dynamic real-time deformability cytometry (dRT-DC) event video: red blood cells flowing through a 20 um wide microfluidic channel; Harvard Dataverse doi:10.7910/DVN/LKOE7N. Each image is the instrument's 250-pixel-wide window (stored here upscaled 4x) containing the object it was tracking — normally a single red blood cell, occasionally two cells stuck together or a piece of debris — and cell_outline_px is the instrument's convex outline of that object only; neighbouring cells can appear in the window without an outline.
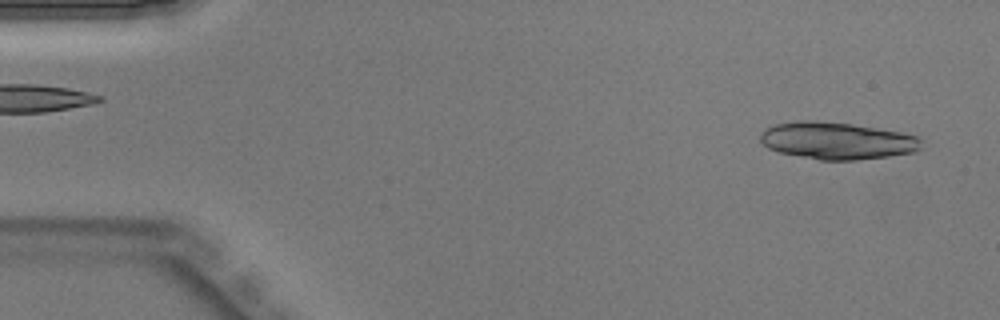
{"species": "Egyptian fruit bat (a non-hibernating species)", "species_latin": "Rousettus aegyptiacus", "temperature_condition": "warm", "stored_images_in_passage": 43, "segment_of_instrument_passage": [1, 2], "camera_frame_rate_fps": 3000, "um_per_image_px": 0.085, "animal": {"sex": "male"}, "frame": {"image": 1, "passage_image": 3, "time_ms": 0.667, "image_size_px": [1000, 320], "cell_outline_px": [[924, 140], [920, 148], [916, 152], [888, 156], [856, 160], [820, 160], [780, 152], [768, 148], [760, 140], [760, 132], [764, 128], [776, 124], [796, 120], [816, 120], [852, 124], [900, 132], [916, 136]], "centroid_in_image_um": [71.14, 11.95], "position_along_channel_um": 13.9, "area_um2": 34.97}}